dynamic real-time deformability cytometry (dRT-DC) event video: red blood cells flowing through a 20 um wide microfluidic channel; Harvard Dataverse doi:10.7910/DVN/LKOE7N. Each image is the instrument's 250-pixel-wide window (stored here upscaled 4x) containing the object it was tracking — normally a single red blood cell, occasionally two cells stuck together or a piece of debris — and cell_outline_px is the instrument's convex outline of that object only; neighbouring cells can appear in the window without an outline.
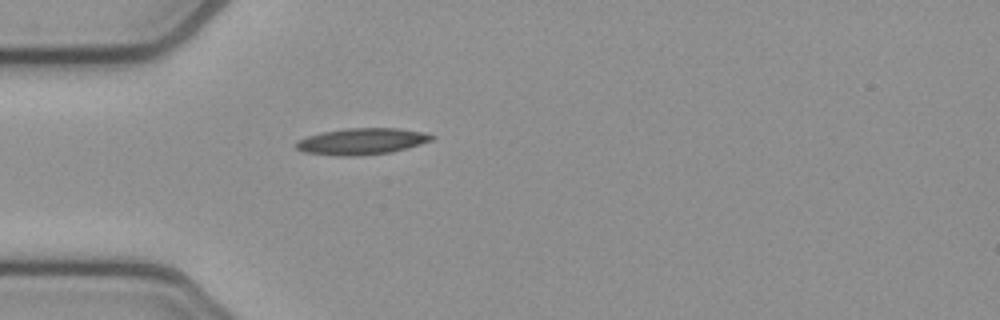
{"species": "common noctule bat (a hibernating species)", "species_latin": "Nyctalus noctula", "temperature_condition": "cold", "stored_images_in_passage": 39, "camera_frame_rate_fps": 3000, "um_per_image_px": 0.085, "animal": {"sex": "female", "body_mass_g": 21.9}, "frame": {"image": 1, "passage_image": 1, "time_ms": 0.0, "image_size_px": [1000, 320], "cell_outline_px": [[436, 136], [432, 140], [408, 148], [392, 152], [352, 156], [340, 156], [304, 152], [296, 148], [292, 144], [296, 140], [320, 132], [344, 128], [396, 128], [424, 132]], "centroid_in_image_um": [30.71, 12.01], "position_along_channel_um": 54.3, "area_um2": 21.04}}
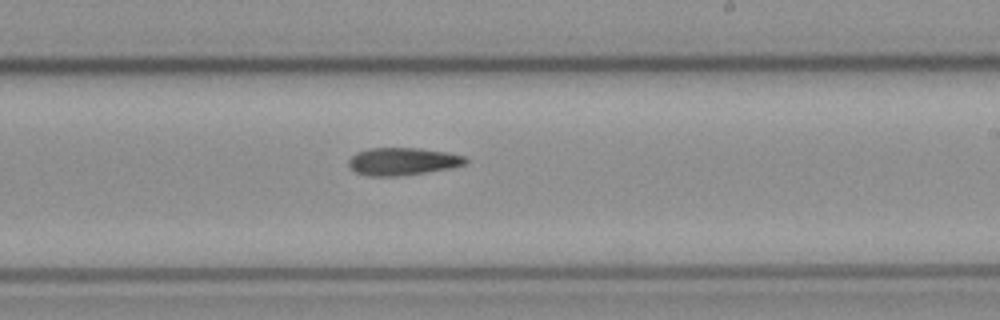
{"frame": {"image": 2, "passage_image": 17, "time_ms": 5.333, "image_size_px": [1000, 320], "cell_outline_px": [[468, 160], [464, 164], [452, 168], [396, 176], [368, 176], [356, 172], [348, 168], [348, 160], [356, 152], [368, 148], [420, 148], [448, 152], [464, 156]], "centroid_in_image_um": [34.19, 13.71], "position_along_channel_um": 254.8, "area_um2": 18.84}}
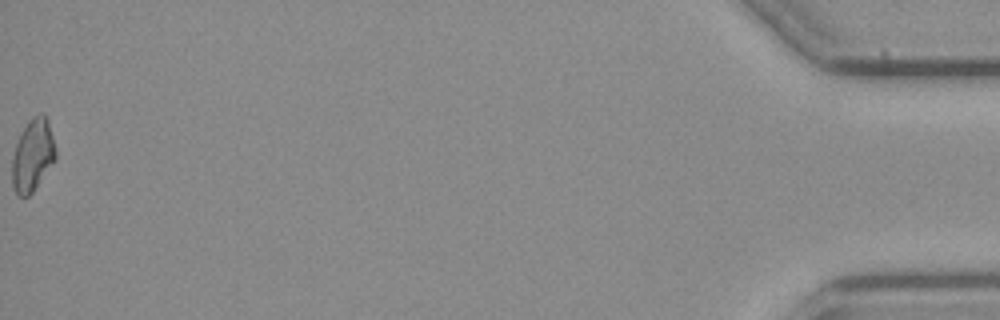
{"frame": {"image": 3, "passage_image": 39, "time_ms": 12.667, "image_size_px": [1000, 320], "cell_outline_px": [[56, 160], [32, 192], [28, 196], [16, 196], [12, 184], [12, 156], [16, 144], [28, 120], [32, 116], [40, 112], [44, 112], [48, 120], [56, 152]], "centroid_in_image_um": [2.78, 13.19], "position_along_channel_um": 432.4, "area_um2": 18.38}}